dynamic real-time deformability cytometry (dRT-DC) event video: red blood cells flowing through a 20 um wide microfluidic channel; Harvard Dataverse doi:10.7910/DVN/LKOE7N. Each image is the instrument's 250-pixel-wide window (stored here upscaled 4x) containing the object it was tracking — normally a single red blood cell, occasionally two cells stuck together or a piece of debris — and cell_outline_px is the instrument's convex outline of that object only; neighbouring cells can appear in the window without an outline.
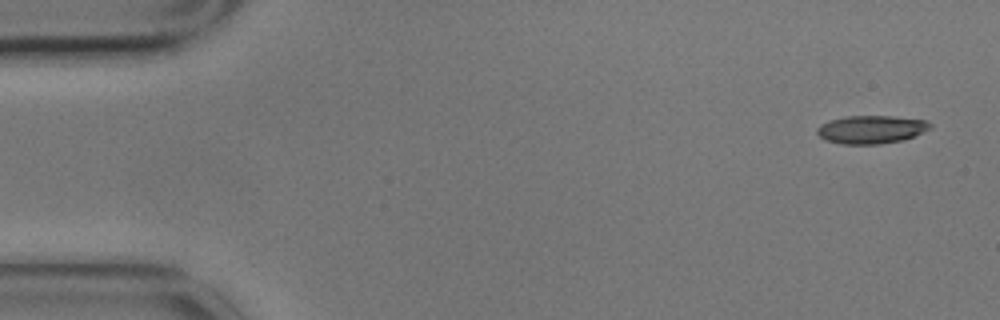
{"species": "common noctule bat (a hibernating species)", "species_latin": "Nyctalus noctula", "temperature_condition": "cold", "stored_images_in_passage": 6, "segment_of_instrument_passage": [1, 2], "camera_frame_rate_fps": 3000, "um_per_image_px": 0.085, "animal": {"sex": "male", "body_mass_g": 17.9}, "frame": {"image": 1, "passage_image": 1, "time_ms": 0.0, "image_size_px": [1000, 320], "cell_outline_px": [[932, 128], [904, 140], [880, 144], [840, 144], [824, 140], [816, 132], [816, 128], [820, 124], [828, 120], [844, 116], [896, 116], [928, 120], [932, 124]], "centroid_in_image_um": [74.05, 11.0], "position_along_channel_um": 11.0, "area_um2": 18.9}}
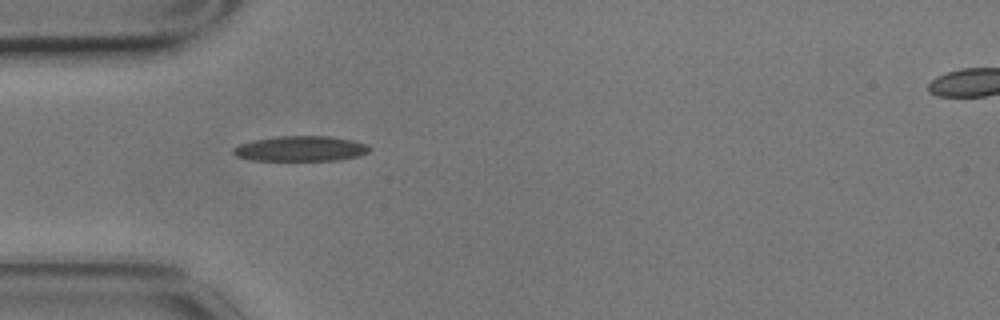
{"frame": {"image": 2, "passage_image": 5, "time_ms": 1.333, "image_size_px": [1000, 320], "cell_outline_px": [[372, 148], [368, 152], [360, 156], [340, 160], [252, 160], [236, 156], [232, 152], [232, 148], [240, 144], [252, 140], [276, 136], [328, 136], [352, 140], [368, 144]], "centroid_in_image_um": [25.57, 12.63], "position_along_channel_um": 59.4, "area_um2": 20.17}}